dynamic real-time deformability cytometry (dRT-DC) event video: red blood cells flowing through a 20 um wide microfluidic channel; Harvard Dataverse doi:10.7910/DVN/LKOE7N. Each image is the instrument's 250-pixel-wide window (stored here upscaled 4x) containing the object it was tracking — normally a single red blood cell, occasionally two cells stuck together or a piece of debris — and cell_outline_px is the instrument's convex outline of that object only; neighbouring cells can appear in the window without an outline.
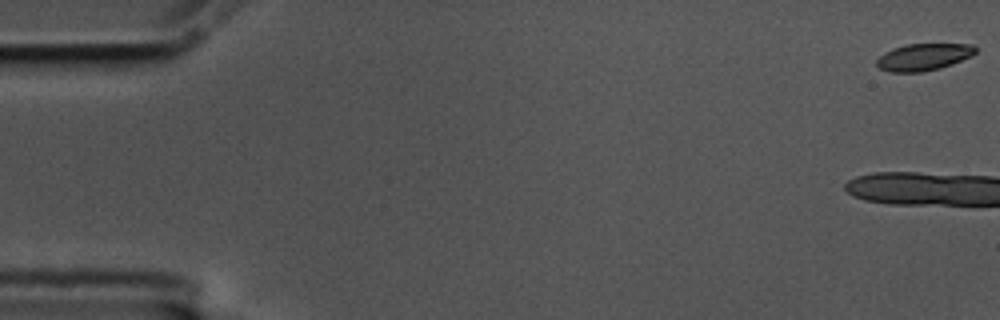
{"species": "common noctule bat (a hibernating species)", "species_latin": "Nyctalus noctula", "temperature_condition": "cold", "stored_images_in_passage": 15, "camera_frame_rate_fps": 3000, "um_per_image_px": 0.085, "animal": {"sex": "male", "body_mass_g": 17.5, "forearm_length_mm": 52.3}, "frame": {"image": 1, "passage_image": 1, "time_ms": 0.0, "image_size_px": [1000, 320], "cell_outline_px": [[980, 48], [972, 56], [952, 64], [940, 68], [920, 72], [888, 72], [880, 68], [876, 64], [876, 60], [884, 52], [892, 48], [908, 44], [972, 44]], "centroid_in_image_um": [78.53, 4.84], "position_along_channel_um": 6.5, "area_um2": 15.66}}